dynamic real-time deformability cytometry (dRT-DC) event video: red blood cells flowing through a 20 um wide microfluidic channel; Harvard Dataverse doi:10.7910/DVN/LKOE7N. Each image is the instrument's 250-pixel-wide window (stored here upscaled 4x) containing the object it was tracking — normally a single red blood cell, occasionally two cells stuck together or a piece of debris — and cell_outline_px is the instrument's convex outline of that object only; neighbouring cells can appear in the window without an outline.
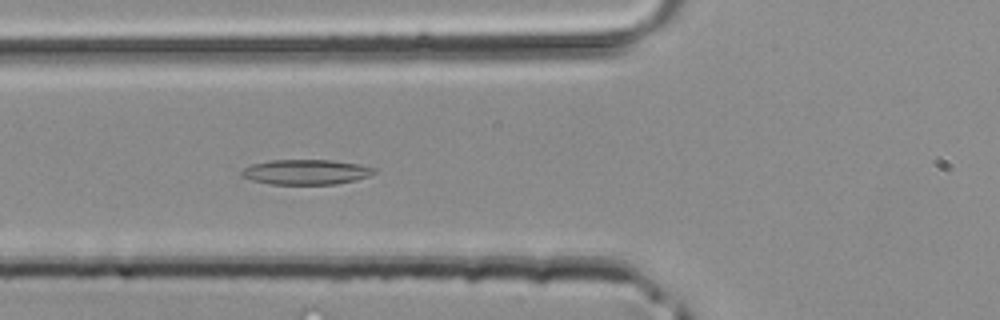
{"species": "common noctule bat (a hibernating species)", "species_latin": "Nyctalus noctula", "temperature_condition": "room temperature", "stored_images_in_passage": 16, "segment_of_instrument_passage": [1, 2], "camera_frame_rate_fps": 3000, "um_per_image_px": 0.085, "animal": {"sex": "male", "body_mass_g": 20.4}, "frame": {"image": 1, "passage_image": 5, "time_ms": 1.333, "image_size_px": [1000, 320], "cell_outline_px": [[376, 172], [368, 176], [356, 180], [336, 184], [268, 184], [252, 180], [240, 176], [240, 172], [244, 168], [252, 164], [272, 160], [332, 160], [360, 164], [376, 168]], "centroid_in_image_um": [26.01, 14.62], "position_along_channel_um": 99.8, "area_um2": 19.42}}
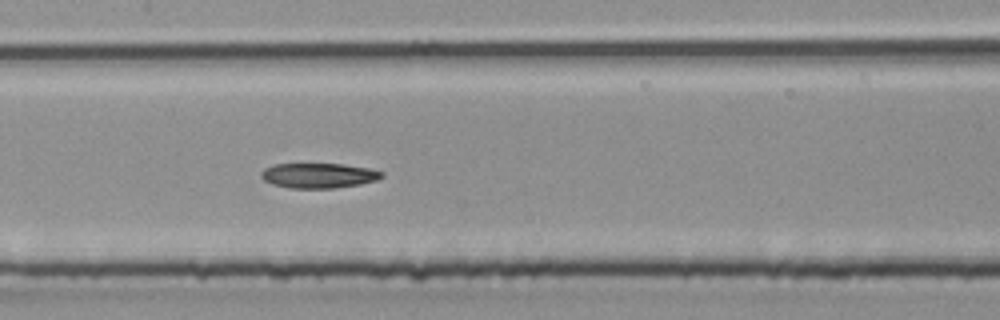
{"frame": {"image": 2, "passage_image": 10, "time_ms": 3.0, "image_size_px": [1000, 320], "cell_outline_px": [[384, 176], [376, 180], [360, 184], [336, 188], [288, 188], [272, 184], [264, 180], [260, 176], [260, 172], [264, 168], [272, 164], [344, 164], [368, 168], [384, 172]], "centroid_in_image_um": [27.06, 14.92], "position_along_channel_um": 180.3, "area_um2": 17.69}}
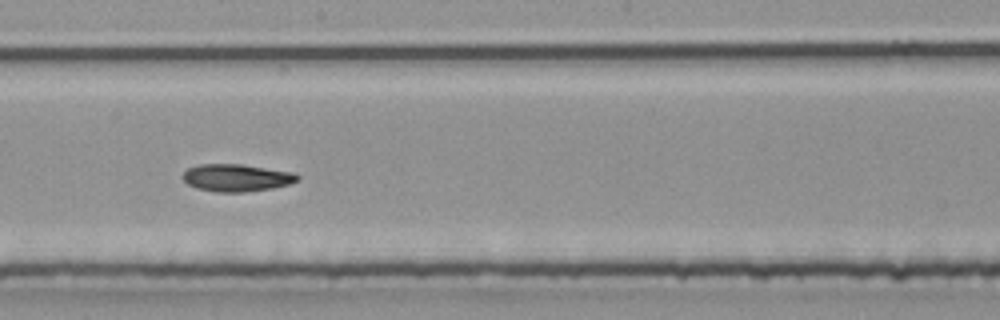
{"frame": {"image": 3, "passage_image": 13, "time_ms": 4.0, "image_size_px": [1000, 320], "cell_outline_px": [[300, 180], [288, 184], [272, 188], [244, 192], [216, 192], [196, 188], [188, 184], [180, 176], [188, 168], [200, 164], [240, 164], [296, 172], [300, 176]], "centroid_in_image_um": [20.12, 15.1], "position_along_channel_um": 228.1, "area_um2": 18.44}}